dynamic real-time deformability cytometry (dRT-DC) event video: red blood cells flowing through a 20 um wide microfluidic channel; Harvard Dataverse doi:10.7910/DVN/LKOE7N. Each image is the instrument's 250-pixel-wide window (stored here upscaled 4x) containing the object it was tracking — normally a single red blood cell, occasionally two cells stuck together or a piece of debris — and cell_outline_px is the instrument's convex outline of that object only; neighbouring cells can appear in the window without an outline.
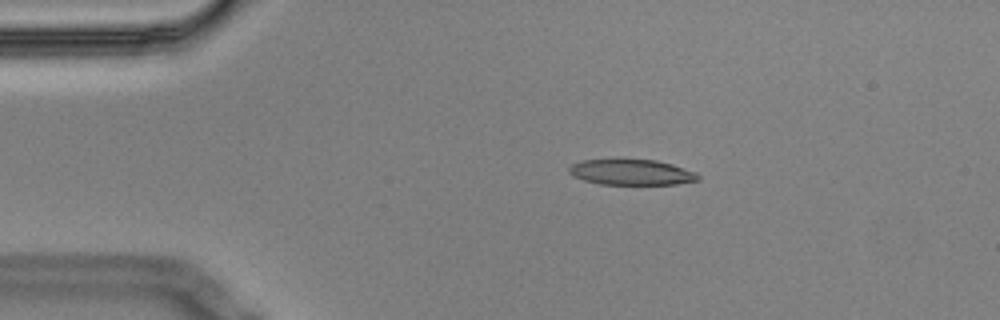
{"species": "Egyptian fruit bat (a non-hibernating species)", "species_latin": "Rousettus aegyptiacus", "temperature_condition": "cold", "stored_images_in_passage": 9, "camera_frame_rate_fps": 3000, "um_per_image_px": 0.085, "animal": {"sex": "male"}, "frame": {"image": 1, "passage_image": 4, "time_ms": 1.0, "image_size_px": [1000, 320], "cell_outline_px": [[700, 180], [676, 184], [600, 184], [584, 180], [572, 176], [568, 172], [568, 168], [572, 164], [580, 160], [616, 156], [656, 160], [672, 164], [696, 172], [700, 176]], "centroid_in_image_um": [53.61, 14.58], "position_along_channel_um": 31.4, "area_um2": 20.29}}
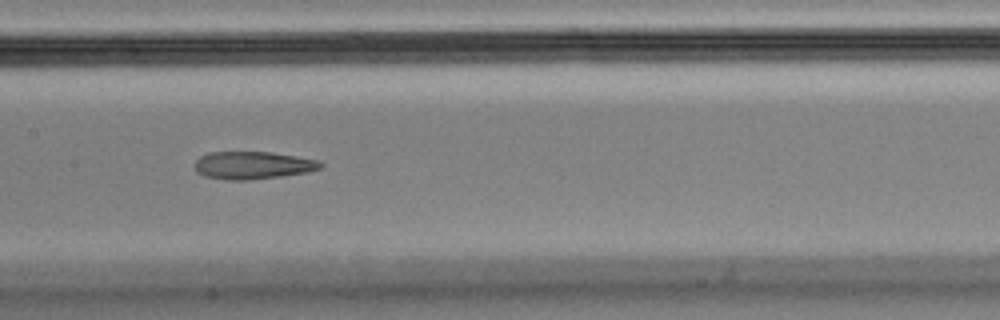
{"frame": {"image": 2, "passage_image": 9, "time_ms": 2.667, "image_size_px": [1000, 320], "cell_outline_px": [[324, 168], [308, 172], [280, 176], [248, 180], [224, 180], [204, 176], [196, 172], [192, 164], [200, 156], [208, 152], [272, 152], [296, 156], [316, 160], [324, 164]], "centroid_in_image_um": [21.45, 14.05], "position_along_channel_um": 185.9, "area_um2": 20.52}}